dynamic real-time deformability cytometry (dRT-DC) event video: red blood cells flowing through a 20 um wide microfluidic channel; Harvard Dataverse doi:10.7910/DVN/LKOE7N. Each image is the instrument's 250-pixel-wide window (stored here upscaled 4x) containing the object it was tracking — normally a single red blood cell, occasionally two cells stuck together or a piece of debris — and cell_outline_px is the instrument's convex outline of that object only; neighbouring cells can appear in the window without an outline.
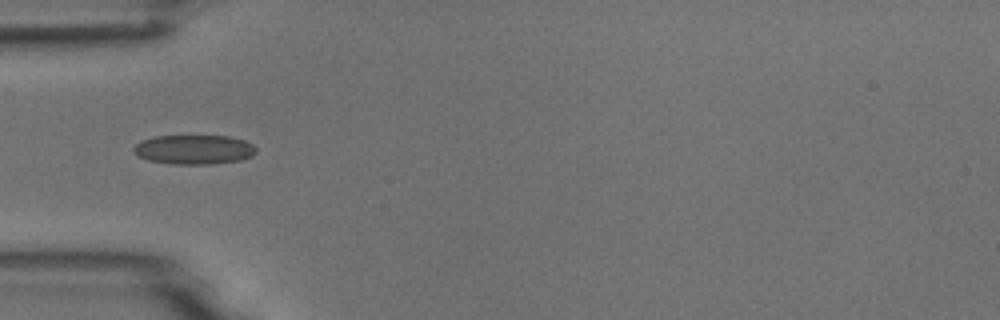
{"species": "common noctule bat (a hibernating species)", "species_latin": "Nyctalus noctula", "temperature_condition": "room temperature", "stored_images_in_passage": 8, "camera_frame_rate_fps": 3000, "um_per_image_px": 0.085, "animal": {"sex": "male", "body_mass_g": 18.8}, "frame": {"image": 1, "passage_image": 4, "time_ms": 3.667, "image_size_px": [1000, 320], "cell_outline_px": [[256, 152], [252, 156], [240, 160], [212, 164], [172, 164], [148, 160], [136, 156], [132, 152], [132, 148], [140, 140], [156, 136], [228, 136], [244, 140], [252, 144], [256, 148]], "centroid_in_image_um": [16.45, 12.71], "position_along_channel_um": 68.5, "area_um2": 21.15}}